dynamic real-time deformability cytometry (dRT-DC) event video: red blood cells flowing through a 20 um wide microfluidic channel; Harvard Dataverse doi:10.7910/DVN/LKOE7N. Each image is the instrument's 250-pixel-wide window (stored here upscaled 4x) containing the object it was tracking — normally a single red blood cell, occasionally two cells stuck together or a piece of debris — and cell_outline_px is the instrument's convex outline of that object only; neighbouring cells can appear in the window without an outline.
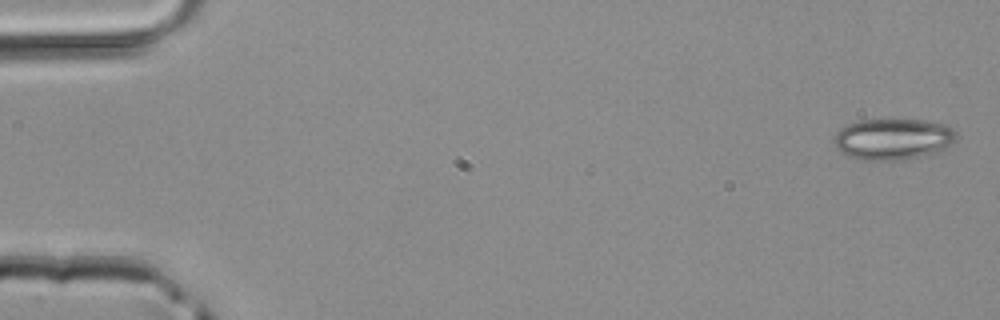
{"species": "common noctule bat (a hibernating species)", "species_latin": "Nyctalus noctula", "temperature_condition": "room temperature", "stored_images_in_passage": 3, "camera_frame_rate_fps": 3000, "um_per_image_px": 0.085, "animal": {"sex": "male", "body_mass_g": 20.4}, "frame": {"image": 1, "passage_image": 1, "time_ms": 0.0, "image_size_px": [1000, 320], "cell_outline_px": [[956, 140], [944, 148], [920, 156], [900, 160], [864, 160], [848, 156], [840, 152], [836, 148], [832, 140], [836, 132], [840, 128], [848, 124], [860, 120], [924, 120], [944, 124], [952, 128], [956, 132]], "centroid_in_image_um": [75.85, 11.82], "position_along_channel_um": 9.2, "area_um2": 29.25}}